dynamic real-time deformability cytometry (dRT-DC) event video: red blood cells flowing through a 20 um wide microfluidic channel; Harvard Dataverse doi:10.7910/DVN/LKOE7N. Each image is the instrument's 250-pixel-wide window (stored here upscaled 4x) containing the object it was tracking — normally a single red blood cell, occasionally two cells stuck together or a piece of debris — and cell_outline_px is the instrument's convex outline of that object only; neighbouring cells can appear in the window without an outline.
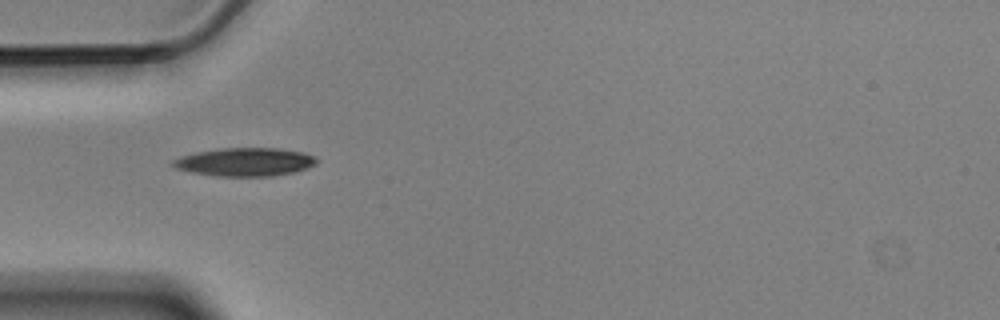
{"species": "Egyptian fruit bat (a non-hibernating species)", "species_latin": "Rousettus aegyptiacus", "temperature_condition": "cold", "stored_images_in_passage": 5, "camera_frame_rate_fps": 3000, "um_per_image_px": 0.085, "animal": {"sex": "male"}, "frame": {"image": 1, "passage_image": 5, "time_ms": 1.333, "image_size_px": [1000, 320], "cell_outline_px": [[316, 164], [308, 168], [292, 172], [272, 176], [216, 176], [192, 172], [176, 168], [172, 164], [172, 160], [180, 156], [196, 152], [224, 148], [276, 148], [300, 152], [312, 156], [316, 160]], "centroid_in_image_um": [20.78, 13.77], "position_along_channel_um": 64.2, "area_um2": 23.41}}